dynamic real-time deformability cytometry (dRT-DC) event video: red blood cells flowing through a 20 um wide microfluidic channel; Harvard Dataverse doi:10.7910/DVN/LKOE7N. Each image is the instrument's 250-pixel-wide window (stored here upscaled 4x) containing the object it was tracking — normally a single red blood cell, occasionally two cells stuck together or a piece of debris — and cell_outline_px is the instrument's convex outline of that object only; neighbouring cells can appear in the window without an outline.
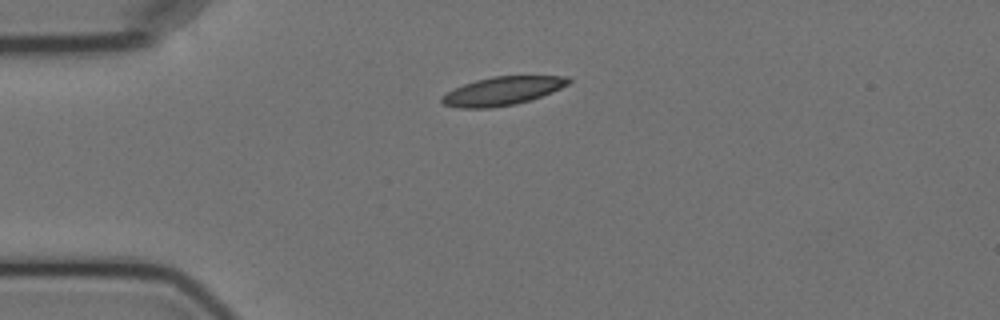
{"species": "Egyptian fruit bat (a non-hibernating species)", "species_latin": "Rousettus aegyptiacus", "temperature_condition": "cold", "stored_images_in_passage": 5, "camera_frame_rate_fps": 3000, "um_per_image_px": 0.085, "animal": {"sex": "female"}, "frame": {"image": 1, "passage_image": 5, "time_ms": 5.667, "image_size_px": [1000, 320], "cell_outline_px": [[572, 80], [568, 84], [552, 92], [516, 104], [492, 108], [460, 108], [444, 104], [440, 100], [440, 96], [464, 84], [476, 80], [492, 76], [568, 76]], "centroid_in_image_um": [42.7, 7.73], "position_along_channel_um": 42.3, "area_um2": 20.87}}